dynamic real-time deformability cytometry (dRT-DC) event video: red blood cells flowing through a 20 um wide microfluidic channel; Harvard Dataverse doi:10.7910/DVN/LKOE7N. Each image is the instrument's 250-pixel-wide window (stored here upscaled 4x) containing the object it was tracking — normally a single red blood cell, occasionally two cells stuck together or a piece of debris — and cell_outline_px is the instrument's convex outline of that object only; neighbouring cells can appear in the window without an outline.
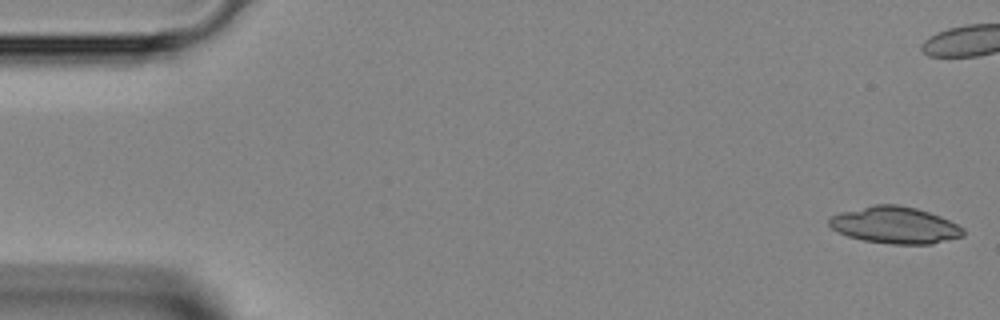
{"species": "Egyptian fruit bat (a non-hibernating species)", "species_latin": "Rousettus aegyptiacus", "temperature_condition": "room temperature", "stored_images_in_passage": 8, "camera_frame_rate_fps": 3000, "um_per_image_px": 0.085, "animal": {"sex": "female"}, "frame": {"image": 1, "passage_image": 1, "time_ms": 0.0, "image_size_px": [1000, 320], "cell_outline_px": [[964, 236], [932, 244], [892, 244], [864, 240], [848, 236], [832, 228], [828, 224], [828, 220], [832, 216], [840, 212], [876, 204], [896, 204], [916, 208], [940, 216], [964, 228]], "centroid_in_image_um": [76.09, 19.14], "position_along_channel_um": 8.9, "area_um2": 28.55}}